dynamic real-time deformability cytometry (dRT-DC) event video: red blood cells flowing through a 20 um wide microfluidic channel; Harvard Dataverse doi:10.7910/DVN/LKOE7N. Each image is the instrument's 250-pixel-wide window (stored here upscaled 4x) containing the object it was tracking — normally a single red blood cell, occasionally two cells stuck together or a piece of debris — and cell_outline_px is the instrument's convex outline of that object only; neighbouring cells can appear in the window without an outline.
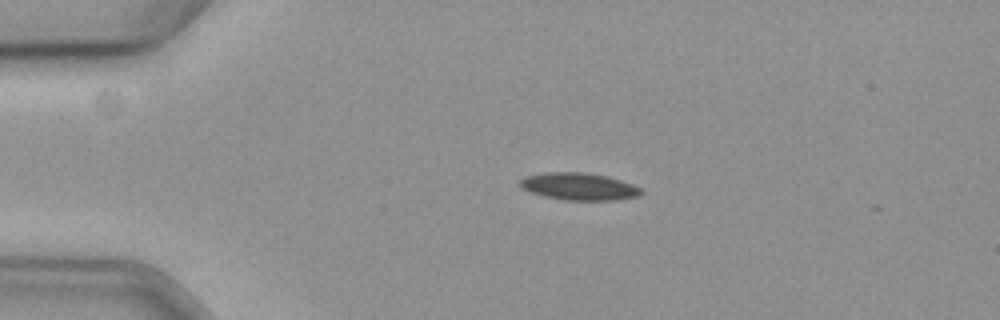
{"species": "common noctule bat (a hibernating species)", "species_latin": "Nyctalus noctula", "temperature_condition": "cold", "stored_images_in_passage": 47, "camera_frame_rate_fps": 3000, "um_per_image_px": 0.085, "animal": {"sex": "female", "body_mass_g": 19.3, "forearm_length_mm": 54.1}, "frame": {"image": 1, "passage_image": 1, "time_ms": 0.0, "image_size_px": [1000, 320], "cell_outline_px": [[644, 192], [636, 196], [616, 200], [568, 200], [544, 196], [532, 192], [524, 188], [520, 184], [520, 180], [524, 176], [548, 172], [584, 172], [608, 176], [644, 188]], "centroid_in_image_um": [49.26, 15.84], "position_along_channel_um": 35.7, "area_um2": 19.13}}
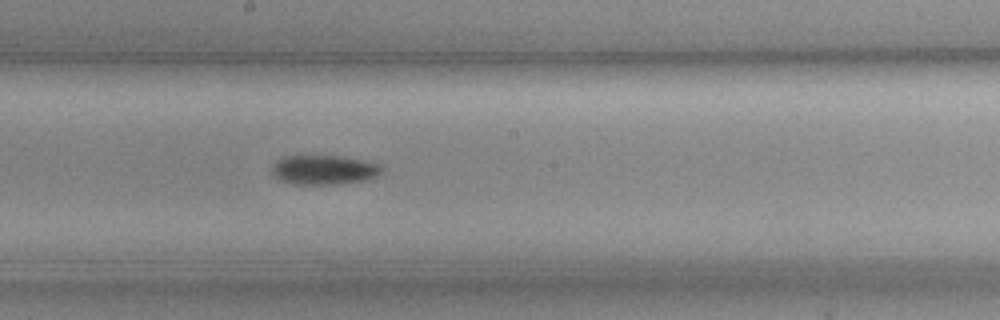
{"frame": {"image": 2, "passage_image": 20, "time_ms": 6.333, "image_size_px": [1000, 320], "cell_outline_px": [[384, 172], [372, 180], [340, 184], [292, 184], [280, 180], [272, 172], [272, 168], [276, 160], [284, 156], [336, 156], [360, 160], [380, 164], [384, 168]], "centroid_in_image_um": [27.6, 14.45], "position_along_channel_um": 220.6, "area_um2": 19.02}}
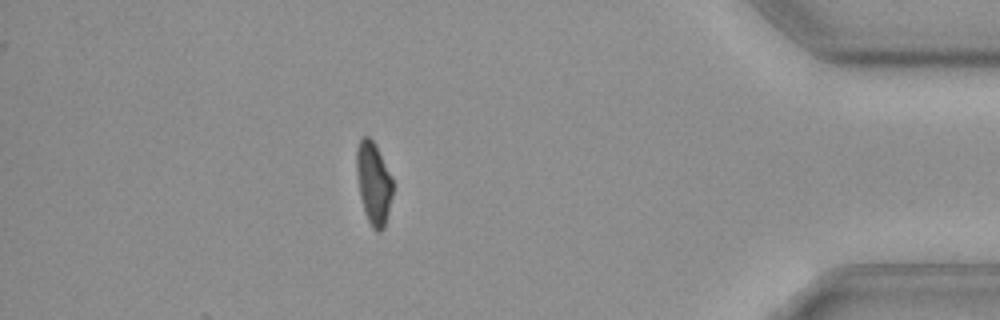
{"frame": {"image": 3, "passage_image": 39, "time_ms": 12.667, "image_size_px": [1000, 320], "cell_outline_px": [[392, 196], [384, 228], [380, 232], [376, 232], [372, 228], [368, 220], [360, 196], [356, 172], [356, 148], [360, 140], [364, 136], [368, 136], [376, 144], [392, 180]], "centroid_in_image_um": [31.74, 15.56], "position_along_channel_um": 403.5, "area_um2": 17.17}}